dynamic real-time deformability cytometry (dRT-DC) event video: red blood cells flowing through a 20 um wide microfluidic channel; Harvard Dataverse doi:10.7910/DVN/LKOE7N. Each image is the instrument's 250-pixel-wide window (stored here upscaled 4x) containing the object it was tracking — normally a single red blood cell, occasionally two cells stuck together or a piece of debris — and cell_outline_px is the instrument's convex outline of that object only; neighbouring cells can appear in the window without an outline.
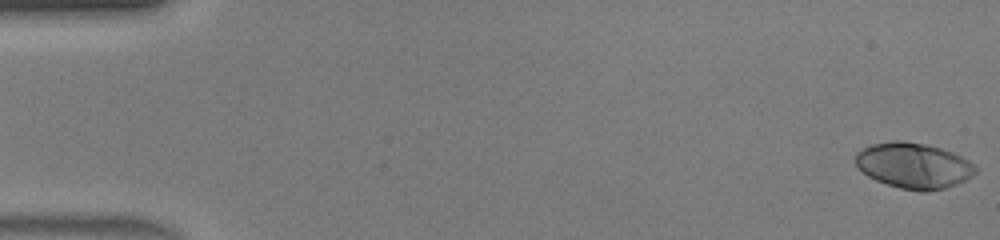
{"species": "human", "species_latin": "Homo sapiens", "temperature_condition": "warm", "stored_images_in_passage": 47, "camera_frame_rate_fps": 3000, "um_per_image_px": 0.085, "donor": {"sex": "male"}, "frame": {"image": 1, "passage_image": 1, "time_ms": 0.0, "image_size_px": [1000, 240], "cell_outline_px": [[976, 172], [972, 176], [956, 184], [944, 188], [928, 192], [920, 192], [900, 188], [876, 180], [868, 176], [856, 164], [856, 152], [872, 144], [892, 140], [904, 140], [924, 144], [940, 148], [952, 152], [968, 160], [976, 168]], "centroid_in_image_um": [77.66, 14.07], "position_along_channel_um": 7.3, "area_um2": 31.73}}
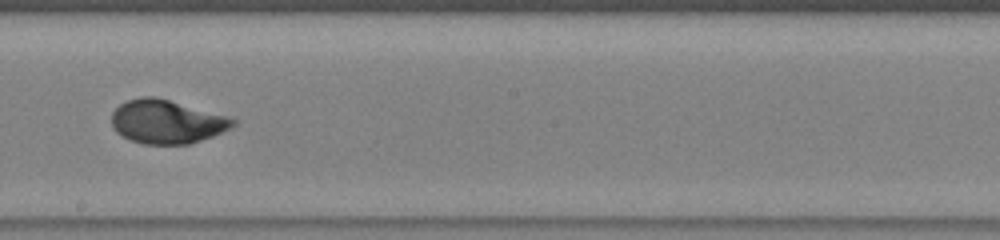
{"frame": {"image": 2, "passage_image": 27, "time_ms": 8.667, "image_size_px": [1000, 240], "cell_outline_px": [[236, 124], [232, 128], [212, 136], [188, 144], [144, 144], [132, 140], [116, 132], [112, 128], [112, 112], [120, 104], [128, 100], [140, 96], [156, 96], [224, 116], [236, 120]], "centroid_in_image_um": [14.14, 10.34], "position_along_channel_um": 234.1, "area_um2": 30.52}}
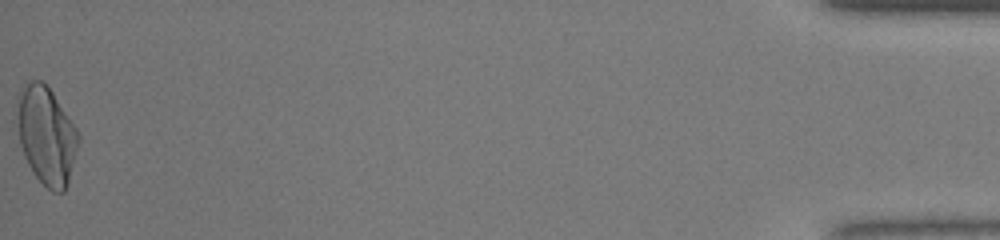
{"frame": {"image": 3, "passage_image": 47, "time_ms": 15.333, "image_size_px": [1000, 240], "cell_outline_px": [[80, 140], [68, 184], [64, 192], [52, 192], [32, 172], [24, 156], [12, 120], [20, 88], [28, 80], [40, 80], [52, 92], [76, 128], [80, 136]], "centroid_in_image_um": [3.88, 11.49], "position_along_channel_um": 431.3, "area_um2": 35.72}, "authors_computed_cell_mechanics": {"area_um2": 30.8652, "velocity_mm_per_s": 4.4606, "shape_relaxation_time_tau1_ms": 3.962, "shape_relaxation_time_tau2_ms": null, "deformation_change_tau1": 0.2168, "deformation_change_tau2": null}}